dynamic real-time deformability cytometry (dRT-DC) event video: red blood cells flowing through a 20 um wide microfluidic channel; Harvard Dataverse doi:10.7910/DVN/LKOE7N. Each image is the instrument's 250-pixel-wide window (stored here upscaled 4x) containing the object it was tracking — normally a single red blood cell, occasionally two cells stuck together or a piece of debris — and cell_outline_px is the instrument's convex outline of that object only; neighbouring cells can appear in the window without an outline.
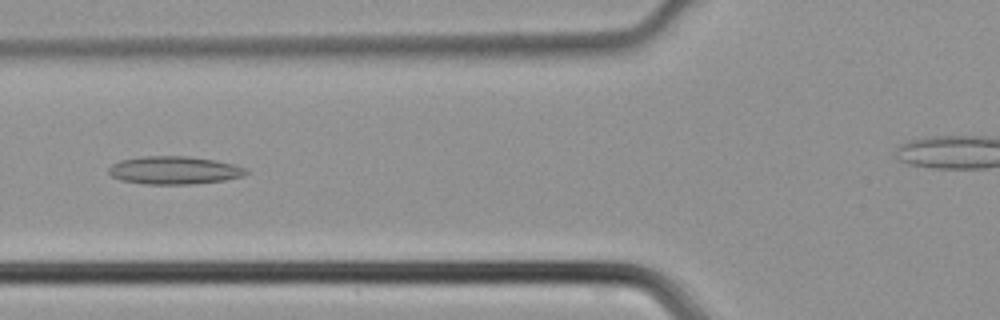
{"species": "common noctule bat (a hibernating species)", "species_latin": "Nyctalus noctula", "temperature_condition": "cold", "stored_images_in_passage": 31, "camera_frame_rate_fps": 3000, "um_per_image_px": 0.085, "animal": {"sex": "male", "body_mass_g": 21.5, "forearm_length_mm": 52.0}, "frame": {"image": 1, "passage_image": 8, "time_ms": 2.333, "image_size_px": [1000, 320], "cell_outline_px": [[248, 172], [244, 176], [224, 180], [192, 184], [144, 184], [120, 180], [112, 176], [108, 172], [108, 168], [112, 164], [120, 160], [144, 156], [188, 156], [216, 160], [232, 164], [244, 168]], "centroid_in_image_um": [14.78, 14.47], "position_along_channel_um": 111.0, "area_um2": 22.37}}
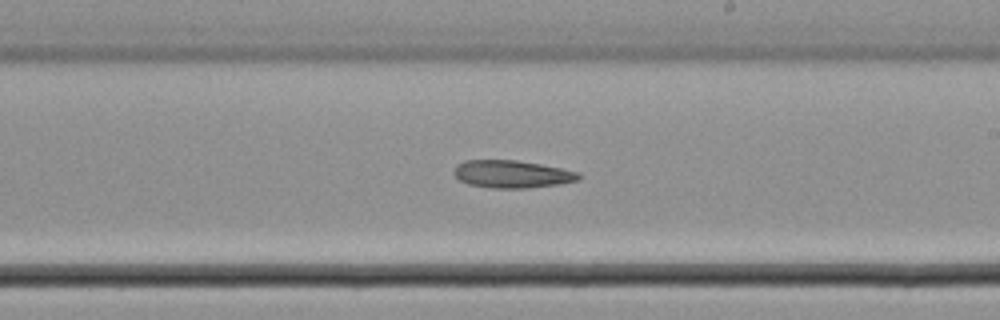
{"frame": {"image": 2, "passage_image": 17, "time_ms": 5.333, "image_size_px": [1000, 320], "cell_outline_px": [[580, 180], [560, 184], [528, 188], [492, 188], [468, 184], [460, 180], [452, 172], [456, 164], [464, 160], [516, 160], [540, 164], [580, 172]], "centroid_in_image_um": [43.51, 14.8], "position_along_channel_um": 245.5, "area_um2": 20.17}}
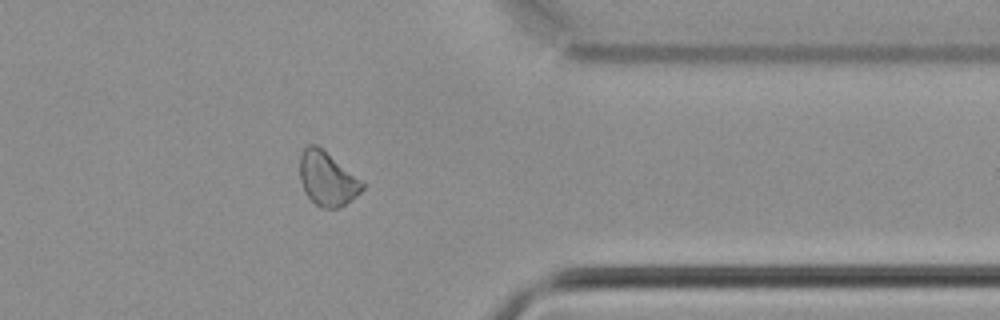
{"frame": {"image": 3, "passage_image": 27, "time_ms": 8.667, "image_size_px": [1000, 320], "cell_outline_px": [[364, 188], [356, 196], [344, 204], [336, 208], [320, 208], [304, 192], [300, 180], [300, 152], [308, 144], [316, 144], [364, 180]], "centroid_in_image_um": [27.82, 15.17], "position_along_channel_um": 383.6, "area_um2": 19.83}}